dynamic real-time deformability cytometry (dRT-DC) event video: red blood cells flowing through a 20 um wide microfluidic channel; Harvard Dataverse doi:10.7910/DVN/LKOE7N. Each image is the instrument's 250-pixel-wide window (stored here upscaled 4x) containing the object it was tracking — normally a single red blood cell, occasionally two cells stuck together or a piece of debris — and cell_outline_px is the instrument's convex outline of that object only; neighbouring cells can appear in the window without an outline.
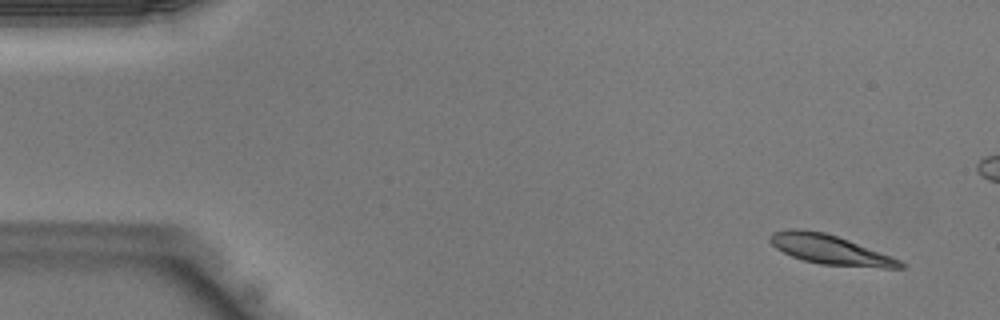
{"species": "Egyptian fruit bat (a non-hibernating species)", "species_latin": "Rousettus aegyptiacus", "temperature_condition": "warm", "stored_images_in_passage": 36, "camera_frame_rate_fps": 3000, "um_per_image_px": 0.085, "animal": {"sex": "male"}, "frame": {"image": 1, "passage_image": 3, "time_ms": 0.667, "image_size_px": [1000, 320], "cell_outline_px": [[904, 268], [880, 268], [820, 264], [804, 260], [792, 256], [776, 248], [768, 240], [768, 236], [772, 232], [788, 228], [800, 228], [824, 232], [848, 240], [892, 256], [900, 260], [904, 264]], "centroid_in_image_um": [70.53, 21.21], "position_along_channel_um": 14.5, "area_um2": 22.43}}
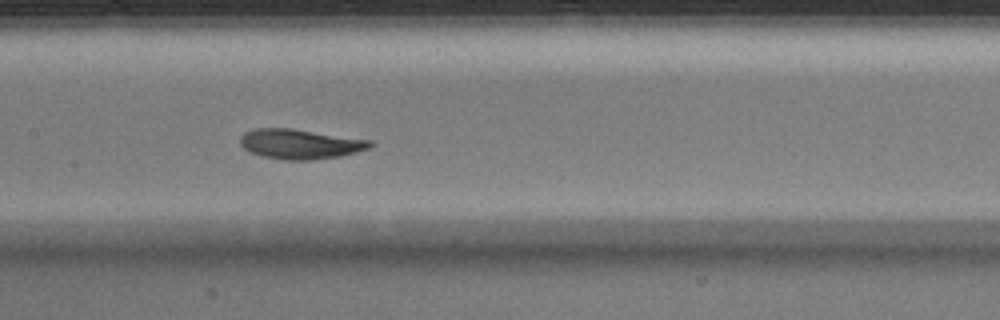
{"frame": {"image": 2, "passage_image": 21, "time_ms": 6.667, "image_size_px": [1000, 320], "cell_outline_px": [[376, 144], [368, 148], [356, 152], [340, 156], [308, 160], [280, 160], [260, 156], [244, 148], [240, 144], [240, 136], [244, 132], [256, 128], [292, 128], [372, 140]], "centroid_in_image_um": [25.51, 12.24], "position_along_channel_um": 181.9, "area_um2": 22.77}}
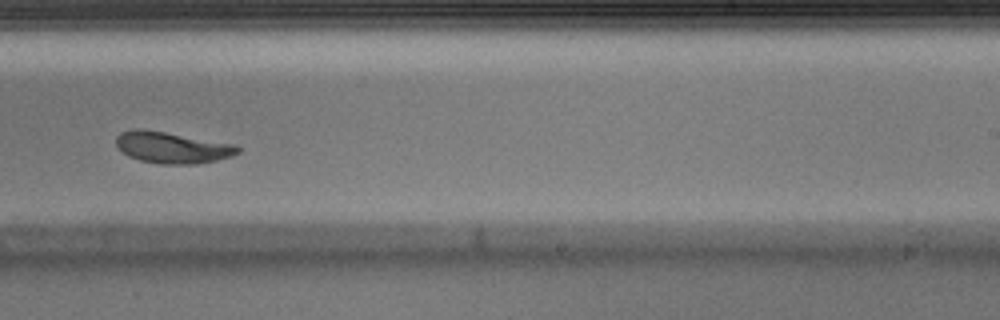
{"frame": {"image": 3, "passage_image": 27, "time_ms": 8.667, "image_size_px": [1000, 320], "cell_outline_px": [[240, 152], [232, 156], [216, 160], [196, 164], [160, 164], [140, 160], [128, 156], [116, 144], [116, 136], [120, 132], [136, 128], [144, 128], [236, 144], [240, 148]], "centroid_in_image_um": [14.65, 12.53], "position_along_channel_um": 274.4, "area_um2": 22.43}}